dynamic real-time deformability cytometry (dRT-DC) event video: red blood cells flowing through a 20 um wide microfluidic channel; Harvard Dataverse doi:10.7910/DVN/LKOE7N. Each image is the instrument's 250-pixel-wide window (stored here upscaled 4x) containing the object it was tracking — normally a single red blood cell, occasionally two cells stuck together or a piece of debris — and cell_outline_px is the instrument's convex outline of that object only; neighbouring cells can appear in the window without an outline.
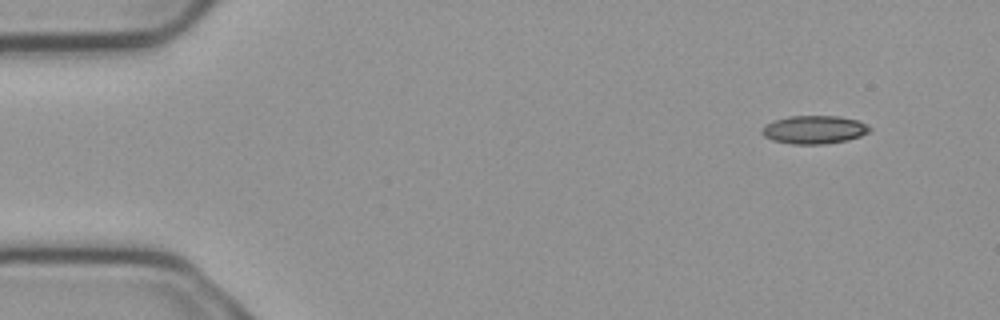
{"species": "common noctule bat (a hibernating species)", "species_latin": "Nyctalus noctula", "temperature_condition": "cold", "stored_images_in_passage": 4, "segment_of_instrument_passage": [2, 2], "camera_frame_rate_fps": 3000, "um_per_image_px": 0.085, "animal": {"sex": "male", "body_mass_g": 23.1, "forearm_length_mm": 52.7}, "frame": {"image": 1, "passage_image": 4, "time_ms": 1.0, "image_size_px": [1000, 320], "cell_outline_px": [[872, 128], [868, 132], [860, 136], [848, 140], [824, 144], [792, 144], [772, 140], [764, 136], [760, 132], [764, 124], [788, 116], [840, 116], [860, 120]], "centroid_in_image_um": [69.21, 11.02], "position_along_channel_um": 15.8, "area_um2": 17.86}}